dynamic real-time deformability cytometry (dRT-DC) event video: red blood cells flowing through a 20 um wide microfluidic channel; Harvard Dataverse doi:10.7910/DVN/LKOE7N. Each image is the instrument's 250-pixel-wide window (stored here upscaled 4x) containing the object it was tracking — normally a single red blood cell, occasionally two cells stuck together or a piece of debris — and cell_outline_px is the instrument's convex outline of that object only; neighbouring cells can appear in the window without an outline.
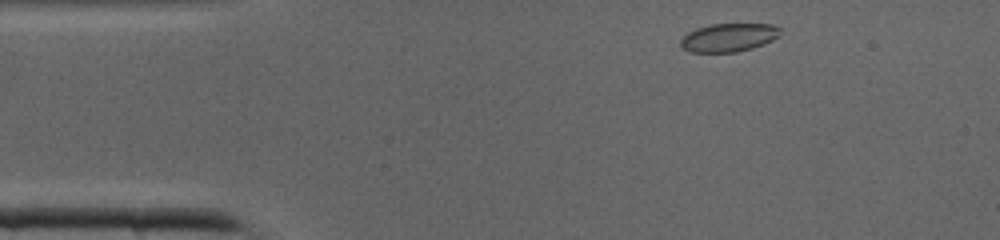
{"species": "common noctule bat (a hibernating species)", "species_latin": "Nyctalus noctula", "temperature_condition": "cold", "stored_images_in_passage": 36, "camera_frame_rate_fps": 3000, "um_per_image_px": 0.085, "animal": {"sex": "male", "body_mass_g": 19.0, "forearm_length_mm": 50.8}, "frame": {"image": 1, "passage_image": 1, "time_ms": 0.0, "image_size_px": [1000, 240], "cell_outline_px": [[780, 36], [764, 44], [752, 48], [736, 52], [692, 52], [684, 48], [680, 44], [680, 40], [688, 32], [696, 28], [712, 24], [772, 24], [780, 28]], "centroid_in_image_um": [61.96, 3.18], "position_along_channel_um": 23.0, "area_um2": 16.42}}
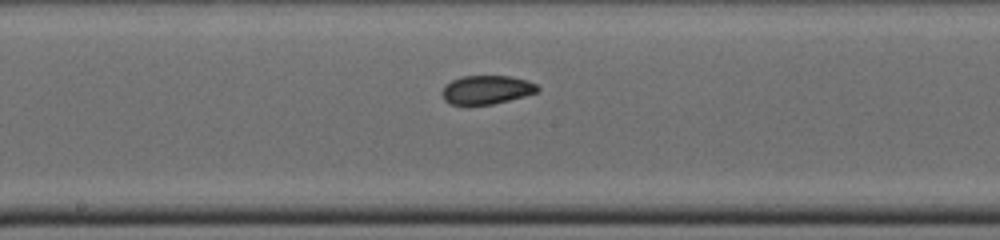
{"frame": {"image": 2, "passage_image": 16, "time_ms": 5.0, "image_size_px": [1000, 240], "cell_outline_px": [[540, 92], [492, 104], [452, 104], [444, 100], [440, 92], [444, 84], [452, 80], [464, 76], [512, 76], [528, 80], [536, 84], [540, 88]], "centroid_in_image_um": [41.37, 7.62], "position_along_channel_um": 206.8, "area_um2": 16.07}}
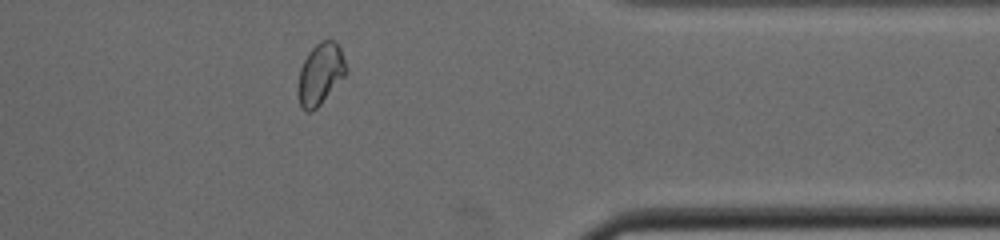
{"frame": {"image": 3, "passage_image": 28, "time_ms": 9.0, "image_size_px": [1000, 240], "cell_outline_px": [[348, 72], [320, 104], [312, 112], [304, 112], [300, 108], [296, 92], [300, 68], [308, 52], [320, 40], [332, 40], [340, 48], [348, 68]], "centroid_in_image_um": [27.2, 6.32], "position_along_channel_um": 384.2, "area_um2": 17.46}}